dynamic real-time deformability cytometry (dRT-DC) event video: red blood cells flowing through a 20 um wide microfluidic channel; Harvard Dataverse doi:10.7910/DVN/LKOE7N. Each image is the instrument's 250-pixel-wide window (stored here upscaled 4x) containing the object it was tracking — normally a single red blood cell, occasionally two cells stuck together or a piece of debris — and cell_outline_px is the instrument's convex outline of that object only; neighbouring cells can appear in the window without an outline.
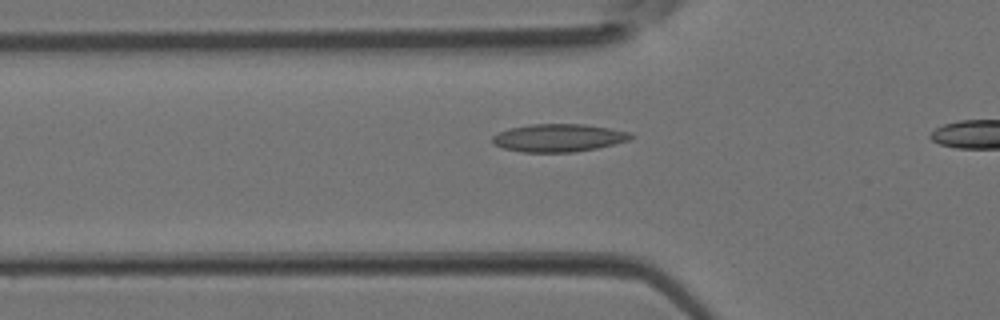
{"species": "Egyptian fruit bat (a non-hibernating species)", "species_latin": "Rousettus aegyptiacus", "temperature_condition": "room temperature", "stored_images_in_passage": 3, "segment_of_instrument_passage": [1, 2], "camera_frame_rate_fps": 3000, "um_per_image_px": 0.085, "animal": {"sex": "female"}, "frame": {"image": 1, "passage_image": 2, "time_ms": 0.333, "image_size_px": [1000, 320], "cell_outline_px": [[632, 136], [628, 140], [596, 148], [572, 152], [524, 152], [504, 148], [492, 144], [492, 136], [508, 128], [528, 124], [584, 124], [632, 132]], "centroid_in_image_um": [47.43, 11.71], "position_along_channel_um": 78.4, "area_um2": 22.31}}